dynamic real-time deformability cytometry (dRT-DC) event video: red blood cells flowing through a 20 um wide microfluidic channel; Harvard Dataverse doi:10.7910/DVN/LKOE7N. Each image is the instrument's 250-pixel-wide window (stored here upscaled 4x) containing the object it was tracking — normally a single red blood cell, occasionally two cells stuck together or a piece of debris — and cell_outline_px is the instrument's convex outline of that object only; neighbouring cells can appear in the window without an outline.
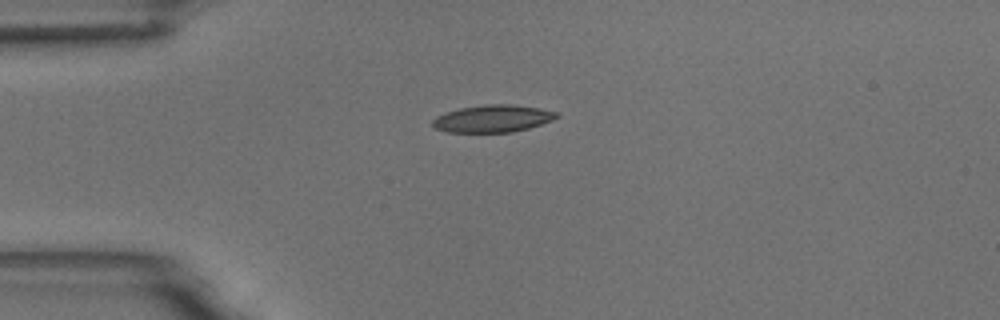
{"species": "common noctule bat (a hibernating species)", "species_latin": "Nyctalus noctula", "temperature_condition": "room temperature", "stored_images_in_passage": 42, "camera_frame_rate_fps": 3000, "um_per_image_px": 0.085, "animal": {"sex": "male", "body_mass_g": 18.8}, "frame": {"image": 1, "passage_image": 1, "time_ms": 0.0, "image_size_px": [1000, 320], "cell_outline_px": [[560, 116], [552, 120], [528, 128], [512, 132], [448, 132], [436, 128], [432, 124], [432, 120], [436, 116], [444, 112], [460, 108], [484, 104], [512, 104], [536, 108], [556, 112]], "centroid_in_image_um": [41.84, 10.07], "position_along_channel_um": 43.2, "area_um2": 19.59}}
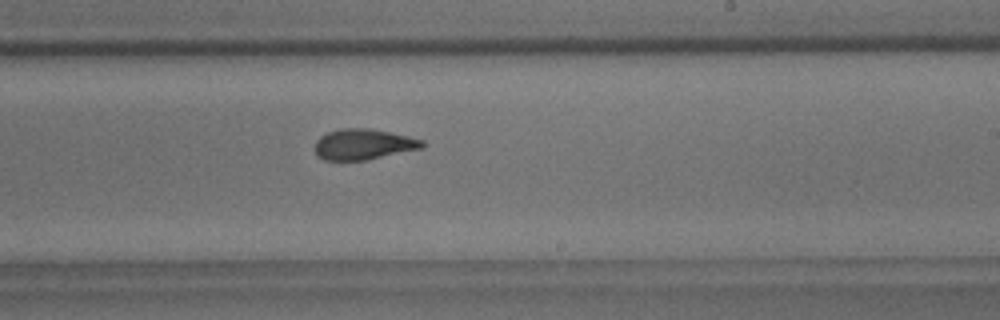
{"frame": {"image": 2, "passage_image": 20, "time_ms": 6.333, "image_size_px": [1000, 320], "cell_outline_px": [[424, 148], [368, 160], [324, 160], [316, 156], [316, 140], [320, 136], [328, 132], [340, 128], [368, 128], [408, 136], [424, 140]], "centroid_in_image_um": [30.9, 12.27], "position_along_channel_um": 258.1, "area_um2": 19.31}}
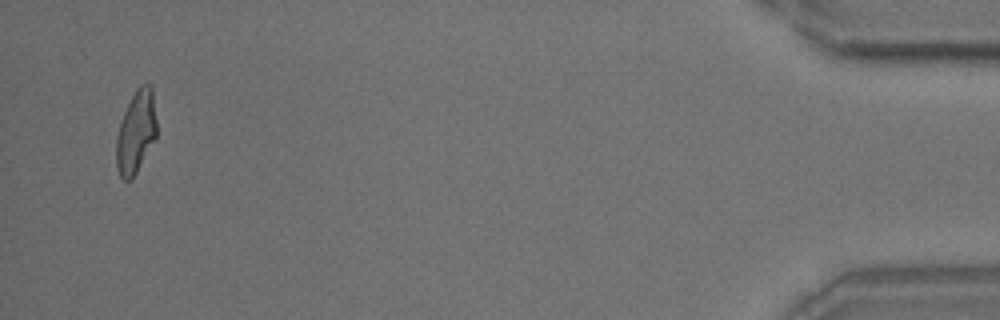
{"frame": {"image": 3, "passage_image": 40, "time_ms": 13.0, "image_size_px": [1000, 320], "cell_outline_px": [[156, 136], [132, 180], [124, 180], [120, 176], [116, 168], [116, 136], [124, 112], [136, 88], [140, 84], [152, 84], [156, 120]], "centroid_in_image_um": [11.55, 11.21], "position_along_channel_um": 423.6, "area_um2": 19.36}, "authors_computed_cell_mechanics": {"area_um2": 19.652, "velocity_mm_per_s": 3.7201, "shape_relaxation_time_tau1_ms": 4.8007, "shape_relaxation_time_tau2_ms": 1.8772, "deformation_change_tau1": 0.1835, "deformation_change_tau2": 0.0923}}